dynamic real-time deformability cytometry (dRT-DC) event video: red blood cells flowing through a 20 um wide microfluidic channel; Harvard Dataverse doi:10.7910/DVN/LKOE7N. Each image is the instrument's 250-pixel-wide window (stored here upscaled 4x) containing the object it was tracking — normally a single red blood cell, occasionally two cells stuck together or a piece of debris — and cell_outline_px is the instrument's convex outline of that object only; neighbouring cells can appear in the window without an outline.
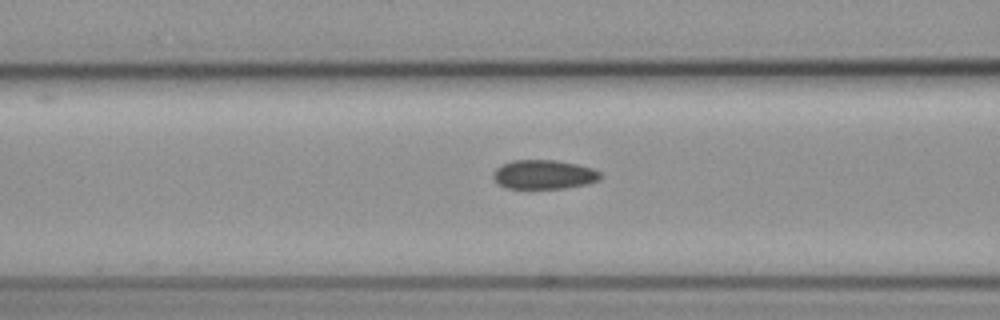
{"species": "common noctule bat (a hibernating species)", "species_latin": "Nyctalus noctula", "temperature_condition": "cold", "stored_images_in_passage": 4, "camera_frame_rate_fps": 3000, "um_per_image_px": 0.085, "animal": {"sex": "female", "body_mass_g": 19.3, "forearm_length_mm": 54.1}, "frame": {"image": 1, "passage_image": 3, "time_ms": 3.667, "image_size_px": [1000, 320], "cell_outline_px": [[600, 180], [588, 184], [564, 188], [508, 188], [500, 184], [492, 176], [496, 168], [500, 164], [512, 160], [556, 160], [576, 164], [592, 168], [600, 172]], "centroid_in_image_um": [46.23, 14.82], "position_along_channel_um": 120.4, "area_um2": 18.15}}